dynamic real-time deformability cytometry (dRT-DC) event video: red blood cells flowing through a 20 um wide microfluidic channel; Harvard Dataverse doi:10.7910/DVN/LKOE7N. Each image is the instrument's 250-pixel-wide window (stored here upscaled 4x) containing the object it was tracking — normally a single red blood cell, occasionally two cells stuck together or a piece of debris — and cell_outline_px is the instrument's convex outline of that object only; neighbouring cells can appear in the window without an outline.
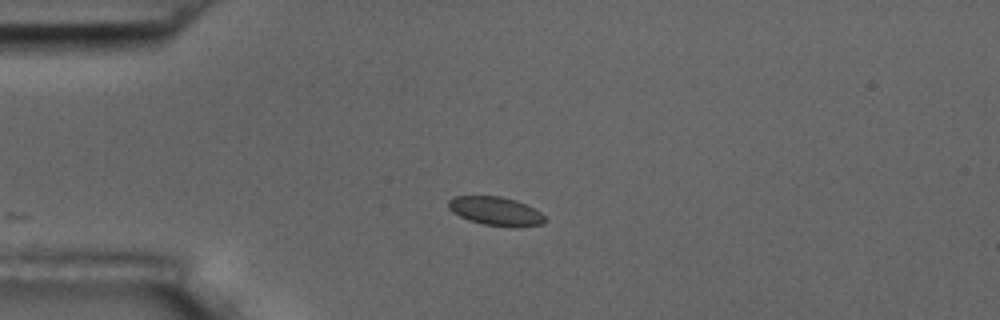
{"species": "common noctule bat (a hibernating species)", "species_latin": "Nyctalus noctula", "temperature_condition": "room temperature", "stored_images_in_passage": 20, "camera_frame_rate_fps": 3000, "um_per_image_px": 0.085, "animal": {"sex": "male", "body_mass_g": 17.5, "forearm_length_mm": 52.3}, "frame": {"image": 1, "passage_image": 1, "time_ms": 0.0, "image_size_px": [1000, 320], "cell_outline_px": [[544, 224], [516, 228], [512, 228], [484, 224], [468, 220], [452, 212], [448, 208], [448, 200], [452, 196], [500, 196], [516, 200], [540, 212], [544, 216]], "centroid_in_image_um": [42.11, 17.96], "position_along_channel_um": 42.9, "area_um2": 16.24}}
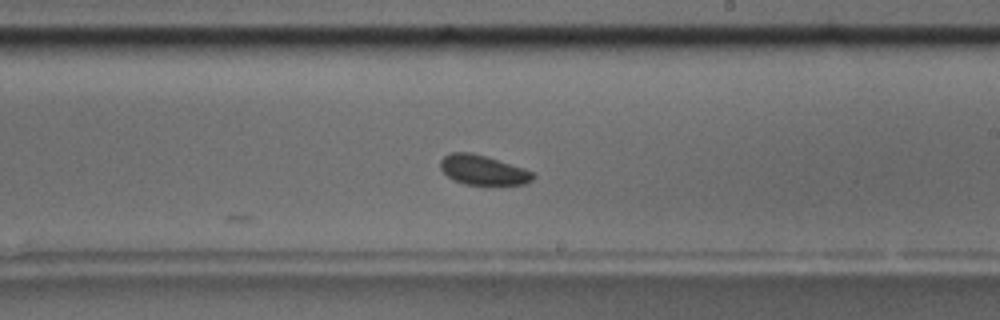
{"frame": {"image": 2, "passage_image": 20, "time_ms": 6.333, "image_size_px": [1000, 320], "cell_outline_px": [[536, 176], [532, 180], [524, 184], [464, 184], [448, 176], [440, 168], [440, 160], [444, 156], [452, 152], [472, 152], [524, 168], [532, 172]], "centroid_in_image_um": [41.05, 14.44], "position_along_channel_um": 248.0, "area_um2": 15.78}}